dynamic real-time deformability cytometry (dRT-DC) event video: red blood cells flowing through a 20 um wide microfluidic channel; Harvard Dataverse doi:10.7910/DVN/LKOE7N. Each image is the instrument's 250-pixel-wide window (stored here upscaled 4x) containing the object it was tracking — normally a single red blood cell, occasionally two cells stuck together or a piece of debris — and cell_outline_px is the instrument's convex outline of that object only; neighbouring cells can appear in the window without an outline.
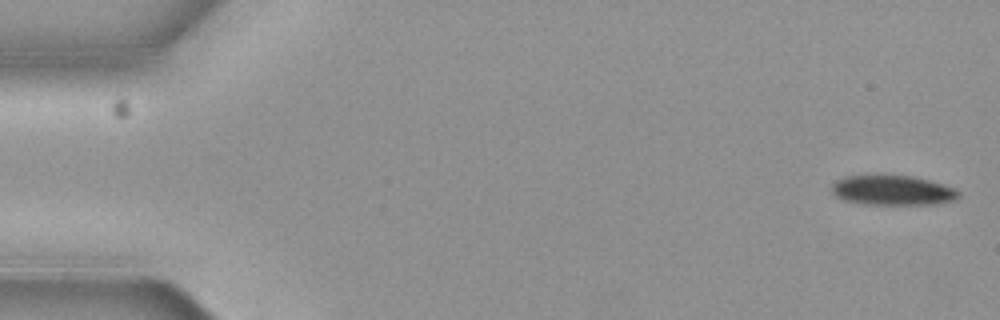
{"species": "common noctule bat (a hibernating species)", "species_latin": "Nyctalus noctula", "temperature_condition": "cold", "stored_images_in_passage": 5, "camera_frame_rate_fps": 3000, "um_per_image_px": 0.085, "animal": {"sex": "female", "body_mass_g": 19.3, "forearm_length_mm": 54.1}, "frame": {"image": 1, "passage_image": 1, "time_ms": 0.0, "image_size_px": [1000, 320], "cell_outline_px": [[960, 196], [952, 200], [936, 204], [864, 204], [844, 200], [836, 196], [832, 192], [832, 184], [836, 180], [844, 176], [880, 172], [912, 176], [928, 180], [952, 188], [960, 192]], "centroid_in_image_um": [75.78, 16.13], "position_along_channel_um": 9.2, "area_um2": 22.66}}